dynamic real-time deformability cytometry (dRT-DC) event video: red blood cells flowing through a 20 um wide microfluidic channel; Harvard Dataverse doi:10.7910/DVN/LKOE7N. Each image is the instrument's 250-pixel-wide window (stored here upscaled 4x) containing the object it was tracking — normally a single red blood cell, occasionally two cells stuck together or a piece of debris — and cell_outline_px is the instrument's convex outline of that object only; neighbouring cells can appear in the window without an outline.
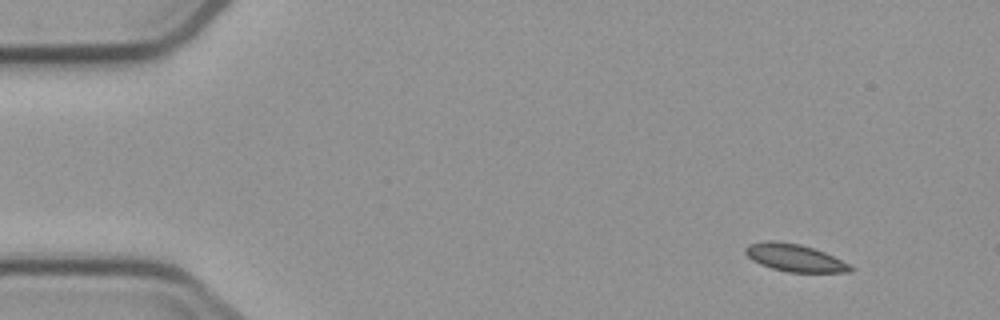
{"species": "common noctule bat (a hibernating species)", "species_latin": "Nyctalus noctula", "temperature_condition": "cold", "stored_images_in_passage": 3, "camera_frame_rate_fps": 3000, "um_per_image_px": 0.085, "animal": {"sex": "male", "body_mass_g": 23.1, "forearm_length_mm": 52.7}, "frame": {"image": 1, "passage_image": 1, "time_ms": 0.0, "image_size_px": [1000, 320], "cell_outline_px": [[856, 268], [852, 272], [788, 272], [772, 268], [760, 264], [752, 260], [744, 252], [744, 248], [748, 244], [768, 240], [776, 240], [800, 244], [824, 252]], "centroid_in_image_um": [67.52, 21.9], "position_along_channel_um": 17.5, "area_um2": 16.76}}
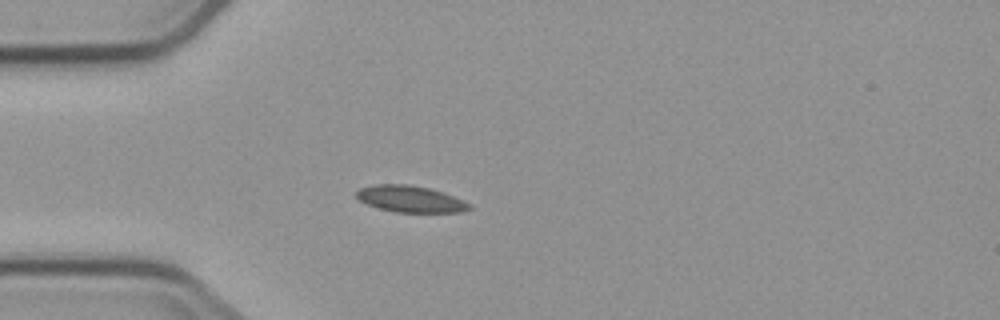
{"frame": {"image": 2, "passage_image": 3, "time_ms": 3.333, "image_size_px": [1000, 320], "cell_outline_px": [[472, 208], [464, 212], [392, 212], [376, 208], [360, 200], [356, 196], [356, 192], [360, 188], [376, 184], [408, 184], [428, 188], [444, 192], [464, 200], [472, 204]], "centroid_in_image_um": [34.92, 16.92], "position_along_channel_um": 50.1, "area_um2": 17.63}}